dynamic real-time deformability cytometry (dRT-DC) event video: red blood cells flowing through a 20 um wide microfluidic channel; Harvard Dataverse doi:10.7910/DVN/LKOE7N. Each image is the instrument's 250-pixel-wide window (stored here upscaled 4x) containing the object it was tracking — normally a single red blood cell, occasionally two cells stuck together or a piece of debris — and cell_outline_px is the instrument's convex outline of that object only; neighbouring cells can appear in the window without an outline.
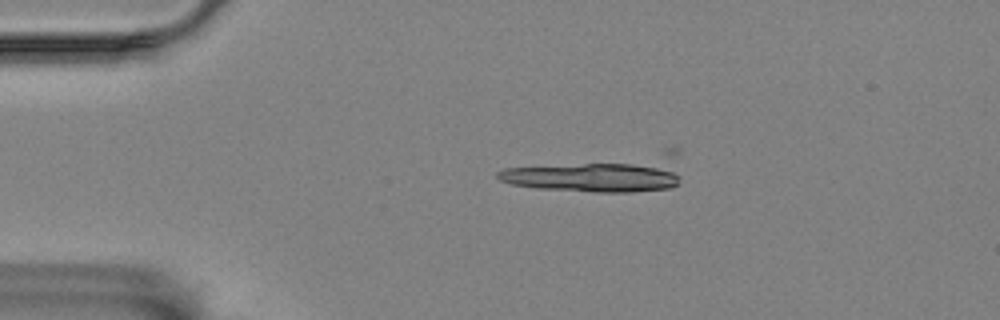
{"species": "Egyptian fruit bat (a non-hibernating species)", "species_latin": "Rousettus aegyptiacus", "temperature_condition": "room temperature", "stored_images_in_passage": 51, "camera_frame_rate_fps": 3000, "um_per_image_px": 0.085, "animal": {"sex": "female"}, "frame": {"image": 1, "passage_image": 6, "time_ms": 1.667, "image_size_px": [1000, 320], "cell_outline_px": [[680, 184], [672, 188], [632, 192], [592, 192], [536, 188], [512, 184], [500, 180], [496, 176], [496, 172], [504, 168], [584, 164], [632, 164], [664, 168], [680, 176]], "centroid_in_image_um": [50.31, 15.1], "position_along_channel_um": 34.7, "area_um2": 30.29}}
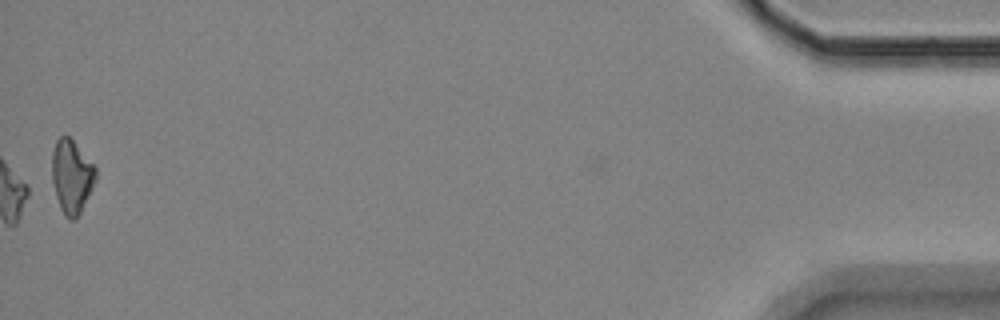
{"frame": {"image": 2, "passage_image": 51, "time_ms": 16.667, "image_size_px": [1000, 320], "cell_outline_px": [[96, 180], [80, 212], [72, 220], [68, 220], [64, 216], [60, 208], [56, 196], [52, 180], [52, 152], [56, 140], [60, 136], [68, 136], [72, 140], [96, 168]], "centroid_in_image_um": [6.07, 15.01], "position_along_channel_um": 429.1, "area_um2": 18.44}, "authors_computed_cell_mechanics": {"area_um2": 14.3922, "velocity_mm_per_s": 3.5288, "shape_relaxation_time_tau1_ms": 2.4073, "shape_relaxation_time_tau2_ms": 6.7162, "deformation_change_tau1": 0.173, "deformation_change_tau2": 0.1419}}